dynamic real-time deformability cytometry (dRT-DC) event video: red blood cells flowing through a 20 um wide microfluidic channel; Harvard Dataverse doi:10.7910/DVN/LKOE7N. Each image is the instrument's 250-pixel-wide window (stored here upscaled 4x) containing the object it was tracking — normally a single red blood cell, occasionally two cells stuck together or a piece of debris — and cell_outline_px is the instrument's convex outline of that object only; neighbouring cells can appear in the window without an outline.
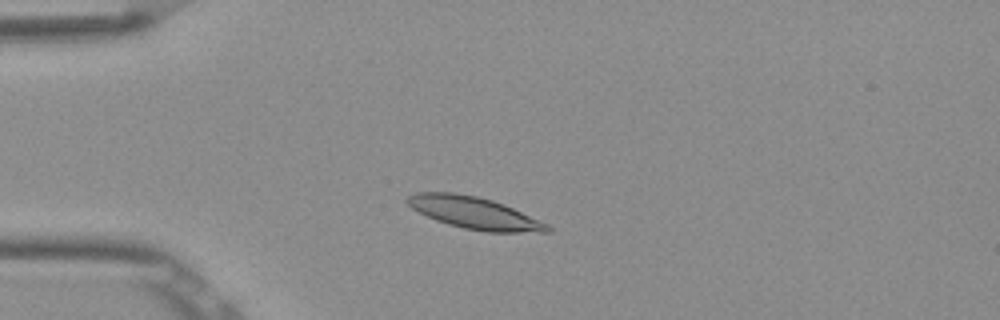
{"species": "Egyptian fruit bat (a non-hibernating species)", "species_latin": "Rousettus aegyptiacus", "temperature_condition": "room temperature", "stored_images_in_passage": 8, "camera_frame_rate_fps": 3000, "um_per_image_px": 0.085, "frame": {"image": 1, "passage_image": 3, "time_ms": 0.667, "image_size_px": [1000, 320], "cell_outline_px": [[552, 232], [488, 232], [464, 228], [448, 224], [436, 220], [412, 208], [404, 200], [408, 196], [416, 192], [452, 192], [476, 196], [492, 200], [504, 204], [548, 224], [552, 228]], "centroid_in_image_um": [40.33, 18.09], "position_along_channel_um": 44.7, "area_um2": 25.95}}
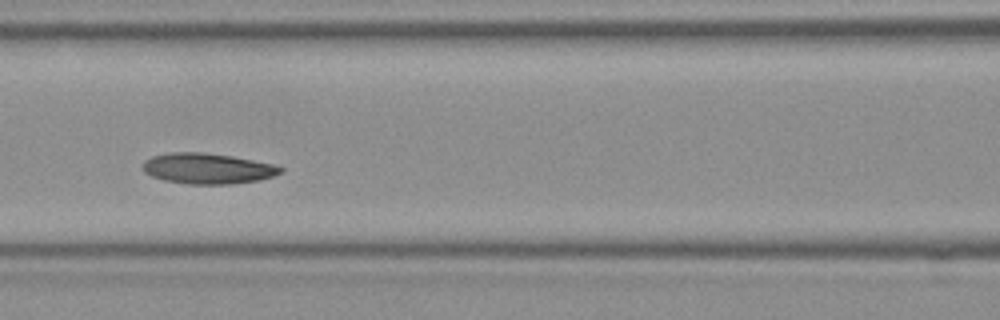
{"frame": {"image": 2, "passage_image": 6, "time_ms": 1.667, "image_size_px": [1000, 320], "cell_outline_px": [[284, 172], [260, 180], [232, 184], [188, 184], [164, 180], [152, 176], [144, 172], [144, 160], [152, 156], [172, 152], [200, 152], [232, 156], [276, 164], [284, 168]], "centroid_in_image_um": [17.69, 14.32], "position_along_channel_um": 148.9, "area_um2": 24.68}}
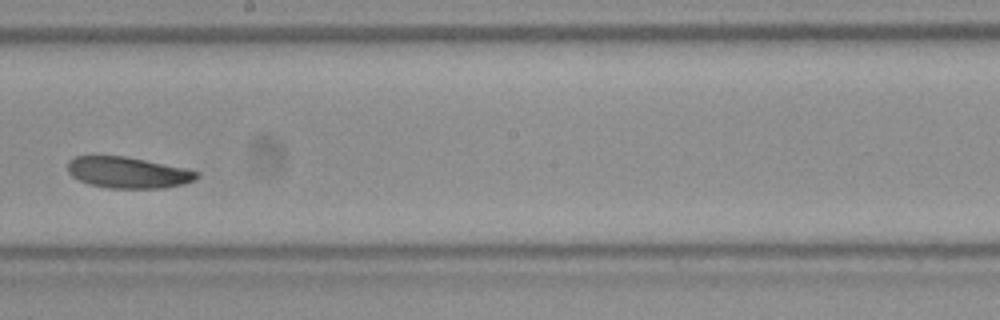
{"frame": {"image": 3, "passage_image": 8, "time_ms": 2.333, "image_size_px": [1000, 320], "cell_outline_px": [[200, 176], [196, 180], [184, 184], [164, 188], [108, 188], [88, 184], [72, 176], [68, 172], [68, 160], [76, 156], [124, 156], [184, 168], [200, 172]], "centroid_in_image_um": [10.89, 14.67], "position_along_channel_um": 237.3, "area_um2": 23.47}}